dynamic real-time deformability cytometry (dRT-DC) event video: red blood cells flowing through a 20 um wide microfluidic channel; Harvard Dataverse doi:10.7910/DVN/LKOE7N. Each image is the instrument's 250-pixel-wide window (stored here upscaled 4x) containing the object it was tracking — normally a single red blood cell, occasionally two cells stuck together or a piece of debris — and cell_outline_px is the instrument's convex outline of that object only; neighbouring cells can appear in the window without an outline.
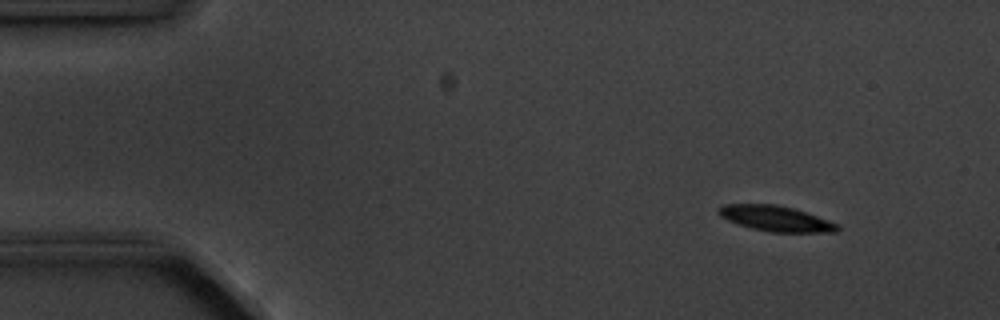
{"species": "common noctule bat (a hibernating species)", "species_latin": "Nyctalus noctula", "temperature_condition": "cold", "stored_images_in_passage": 3, "camera_frame_rate_fps": 3000, "um_per_image_px": 0.085, "animal": {"sex": "male", "body_mass_g": 20.1, "forearm_length_mm": 53.5}, "frame": {"image": 1, "passage_image": 1, "time_ms": 0.0, "image_size_px": [1000, 320], "cell_outline_px": [[840, 228], [836, 232], [772, 232], [752, 228], [728, 220], [720, 216], [716, 212], [720, 204], [776, 204], [792, 208], [840, 224]], "centroid_in_image_um": [65.92, 18.57], "position_along_channel_um": 19.1, "area_um2": 17.51}}
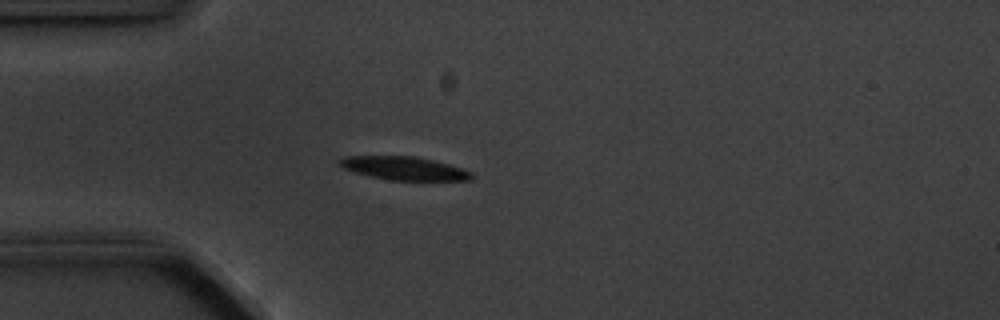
{"frame": {"image": 2, "passage_image": 3, "time_ms": 3.0, "image_size_px": [1000, 320], "cell_outline_px": [[472, 180], [392, 180], [372, 176], [356, 172], [344, 168], [336, 164], [336, 160], [344, 156], [416, 156], [448, 164], [472, 172]], "centroid_in_image_um": [34.3, 14.29], "position_along_channel_um": 50.7, "area_um2": 17.8}}